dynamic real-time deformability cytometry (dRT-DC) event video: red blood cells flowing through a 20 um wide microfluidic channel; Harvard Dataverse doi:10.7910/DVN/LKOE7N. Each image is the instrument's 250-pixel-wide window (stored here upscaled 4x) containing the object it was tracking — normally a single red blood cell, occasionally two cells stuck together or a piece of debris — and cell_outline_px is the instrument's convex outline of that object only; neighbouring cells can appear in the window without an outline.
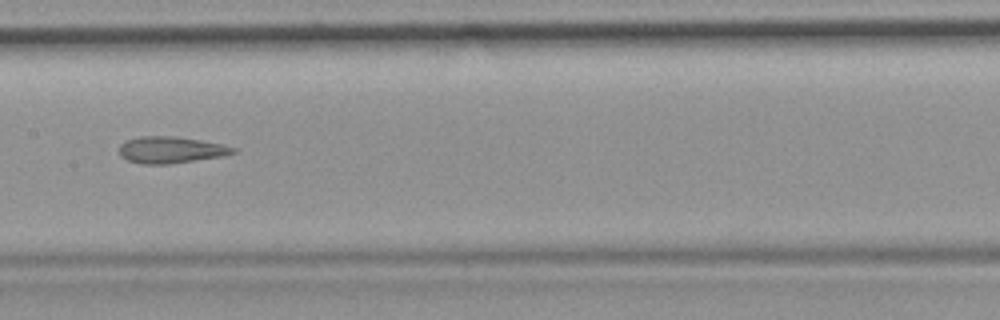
{"species": "common noctule bat (a hibernating species)", "species_latin": "Nyctalus noctula", "temperature_condition": "room temperature", "stored_images_in_passage": 35, "camera_frame_rate_fps": 3000, "um_per_image_px": 0.085, "animal": {"sex": "female", "body_mass_g": 19.9}, "frame": {"image": 1, "passage_image": 11, "time_ms": 3.333, "image_size_px": [1000, 320], "cell_outline_px": [[236, 152], [224, 156], [168, 164], [140, 164], [128, 160], [120, 156], [120, 144], [128, 140], [140, 136], [172, 136], [200, 140], [220, 144], [236, 148]], "centroid_in_image_um": [14.51, 12.74], "position_along_channel_um": 192.9, "area_um2": 17.51}}
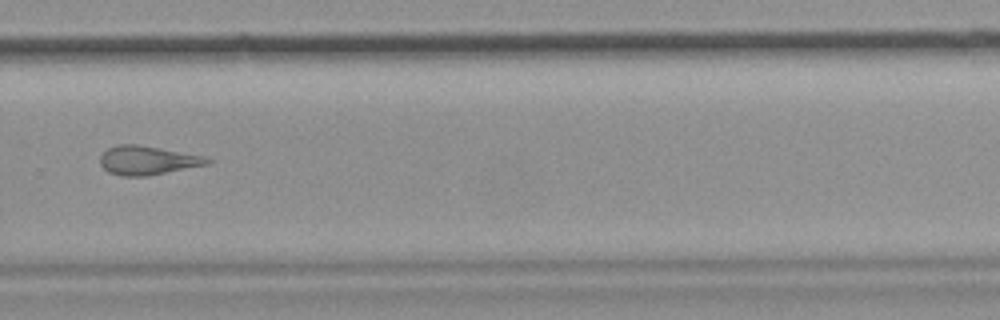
{"frame": {"image": 2, "passage_image": 20, "time_ms": 6.333, "image_size_px": [1000, 320], "cell_outline_px": [[212, 160], [208, 164], [148, 176], [124, 176], [108, 172], [100, 164], [100, 156], [108, 148], [116, 144], [136, 144], [160, 148], [204, 156]], "centroid_in_image_um": [12.51, 13.63], "position_along_channel_um": 317.3, "area_um2": 17.92}}